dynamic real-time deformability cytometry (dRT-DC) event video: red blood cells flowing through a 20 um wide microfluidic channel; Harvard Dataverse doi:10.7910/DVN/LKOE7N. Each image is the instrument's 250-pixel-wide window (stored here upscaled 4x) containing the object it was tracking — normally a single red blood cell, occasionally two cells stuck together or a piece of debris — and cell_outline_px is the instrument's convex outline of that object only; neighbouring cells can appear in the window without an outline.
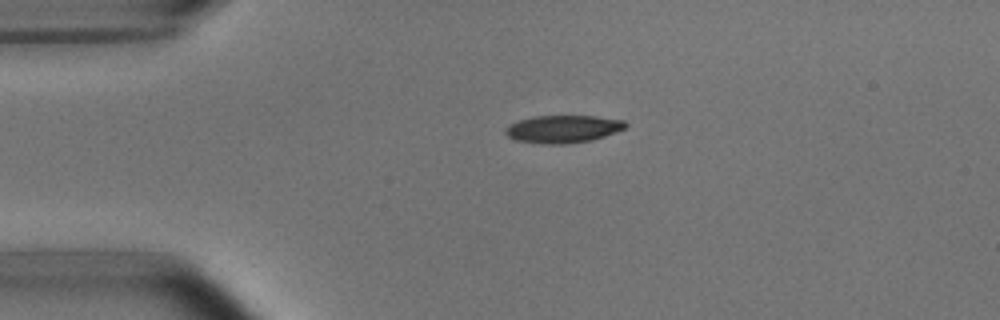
{"species": "common noctule bat (a hibernating species)", "species_latin": "Nyctalus noctula", "temperature_condition": "room temperature", "stored_images_in_passage": 2, "camera_frame_rate_fps": 3000, "um_per_image_px": 0.085, "animal": {"sex": "male", "body_mass_g": 15.6}, "frame": {"image": 1, "passage_image": 1, "time_ms": 0.0, "image_size_px": [1000, 320], "cell_outline_px": [[628, 124], [624, 128], [604, 136], [592, 140], [564, 144], [548, 144], [516, 140], [508, 136], [504, 132], [504, 128], [520, 120], [536, 116], [596, 116], [624, 120]], "centroid_in_image_um": [47.86, 10.96], "position_along_channel_um": 37.1, "area_um2": 19.07}}